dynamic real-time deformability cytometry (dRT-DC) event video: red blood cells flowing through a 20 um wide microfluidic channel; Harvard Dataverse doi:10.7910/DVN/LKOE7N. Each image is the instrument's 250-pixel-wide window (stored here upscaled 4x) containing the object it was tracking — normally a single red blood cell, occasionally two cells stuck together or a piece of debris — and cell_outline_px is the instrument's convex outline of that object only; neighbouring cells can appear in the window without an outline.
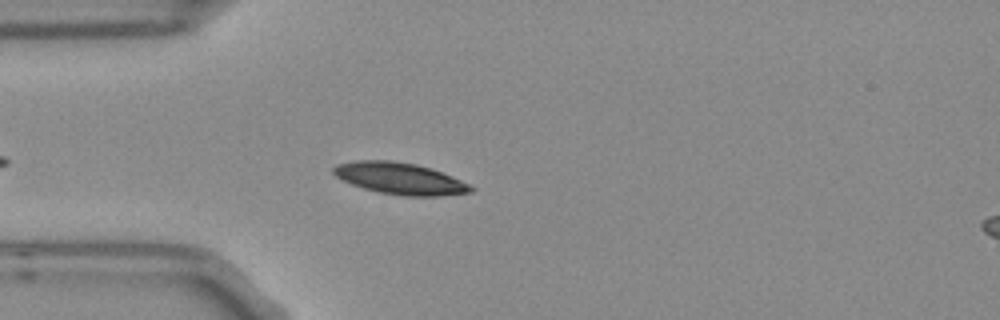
{"species": "Egyptian fruit bat (a non-hibernating species)", "species_latin": "Rousettus aegyptiacus", "temperature_condition": "room temperature", "stored_images_in_passage": 4, "camera_frame_rate_fps": 3000, "um_per_image_px": 0.085, "frame": {"image": 1, "passage_image": 4, "time_ms": 1.0, "image_size_px": [1000, 320], "cell_outline_px": [[476, 188], [472, 192], [440, 196], [404, 196], [376, 192], [352, 184], [336, 176], [332, 172], [332, 168], [336, 164], [356, 160], [388, 160], [416, 164], [432, 168], [452, 176]], "centroid_in_image_um": [34.0, 15.17], "position_along_channel_um": 51.0, "area_um2": 25.43}}